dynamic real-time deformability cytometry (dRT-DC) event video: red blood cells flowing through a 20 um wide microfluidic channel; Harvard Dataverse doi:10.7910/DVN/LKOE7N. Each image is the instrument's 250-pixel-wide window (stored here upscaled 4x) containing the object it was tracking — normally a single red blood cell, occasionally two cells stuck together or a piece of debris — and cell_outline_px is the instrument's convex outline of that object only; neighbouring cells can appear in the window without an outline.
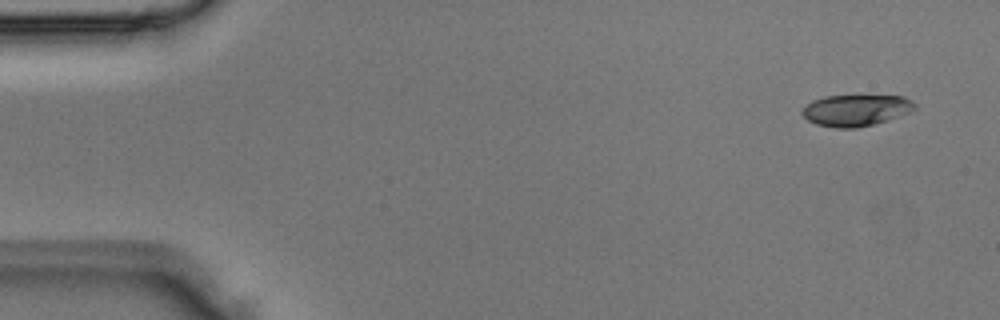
{"species": "Egyptian fruit bat (a non-hibernating species)", "species_latin": "Rousettus aegyptiacus", "temperature_condition": "room temperature", "stored_images_in_passage": 3, "camera_frame_rate_fps": 3000, "um_per_image_px": 0.085, "animal": {"sex": "male"}, "frame": {"image": 1, "passage_image": 1, "time_ms": 0.0, "image_size_px": [1000, 320], "cell_outline_px": [[916, 108], [912, 112], [888, 120], [856, 128], [836, 128], [816, 124], [808, 120], [800, 112], [812, 100], [824, 96], [904, 96], [916, 104]], "centroid_in_image_um": [72.77, 9.37], "position_along_channel_um": 12.2, "area_um2": 20.58}}